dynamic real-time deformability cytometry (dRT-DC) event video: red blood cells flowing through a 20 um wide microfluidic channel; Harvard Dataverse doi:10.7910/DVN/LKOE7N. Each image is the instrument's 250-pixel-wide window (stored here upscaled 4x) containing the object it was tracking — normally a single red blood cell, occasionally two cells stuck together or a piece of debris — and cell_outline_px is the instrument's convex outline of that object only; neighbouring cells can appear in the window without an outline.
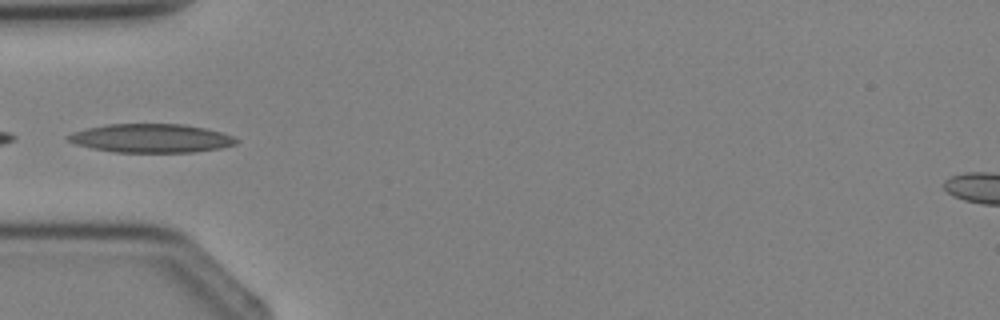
{"species": "Egyptian fruit bat (a non-hibernating species)", "species_latin": "Rousettus aegyptiacus", "temperature_condition": "cold", "stored_images_in_passage": 3, "camera_frame_rate_fps": 3000, "um_per_image_px": 0.085, "animal": {"sex": "female"}, "frame": {"image": 1, "passage_image": 3, "time_ms": 2.333, "image_size_px": [1000, 320], "cell_outline_px": [[240, 140], [236, 144], [220, 148], [192, 152], [116, 152], [92, 148], [76, 144], [68, 140], [64, 136], [72, 132], [104, 124], [184, 124], [204, 128], [220, 132], [232, 136]], "centroid_in_image_um": [12.83, 11.75], "position_along_channel_um": 72.2, "area_um2": 28.03}}